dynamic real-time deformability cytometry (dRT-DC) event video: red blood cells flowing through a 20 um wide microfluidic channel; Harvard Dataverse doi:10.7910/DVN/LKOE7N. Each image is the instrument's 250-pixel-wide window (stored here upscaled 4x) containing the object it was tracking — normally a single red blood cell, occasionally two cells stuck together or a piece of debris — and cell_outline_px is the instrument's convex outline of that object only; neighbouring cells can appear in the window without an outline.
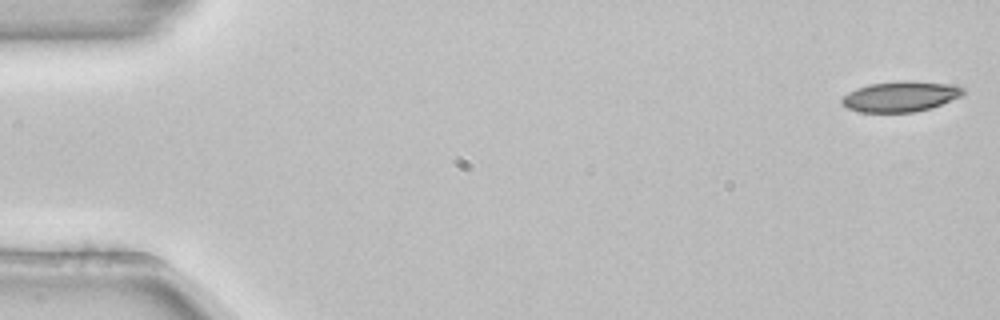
{"species": "common noctule bat (a hibernating species)", "species_latin": "Nyctalus noctula", "temperature_condition": "room temperature", "stored_images_in_passage": 53, "camera_frame_rate_fps": 3000, "um_per_image_px": 0.085, "animal": {"sex": "female", "body_mass_g": 22.7, "forearm_length_mm": 54.2}, "frame": {"image": 1, "passage_image": 1, "time_ms": 0.0, "image_size_px": [1000, 320], "cell_outline_px": [[964, 92], [960, 96], [932, 108], [916, 112], [860, 112], [848, 108], [840, 104], [840, 100], [848, 92], [856, 88], [868, 84], [900, 80], [908, 80], [952, 84], [964, 88]], "centroid_in_image_um": [76.51, 8.19], "position_along_channel_um": 8.5, "area_um2": 21.73}}
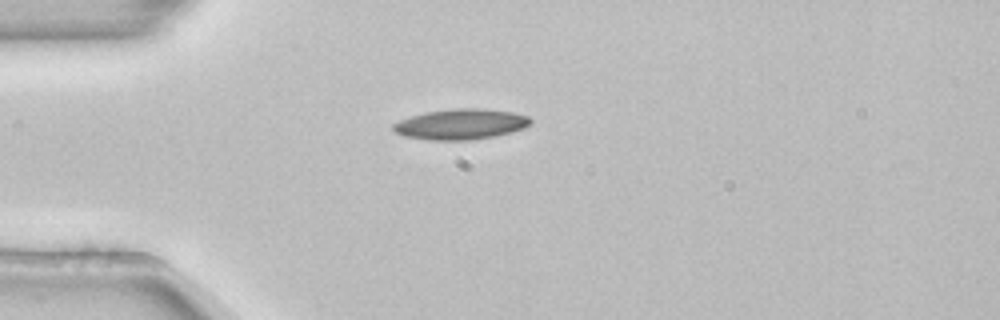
{"frame": {"image": 2, "passage_image": 14, "time_ms": 4.333, "image_size_px": [1000, 320], "cell_outline_px": [[532, 120], [524, 128], [512, 132], [496, 136], [468, 140], [428, 140], [404, 136], [396, 132], [392, 128], [392, 124], [400, 120], [424, 112], [452, 108], [484, 108], [512, 112], [528, 116]], "centroid_in_image_um": [39.16, 10.55], "position_along_channel_um": 45.8, "area_um2": 24.51}}
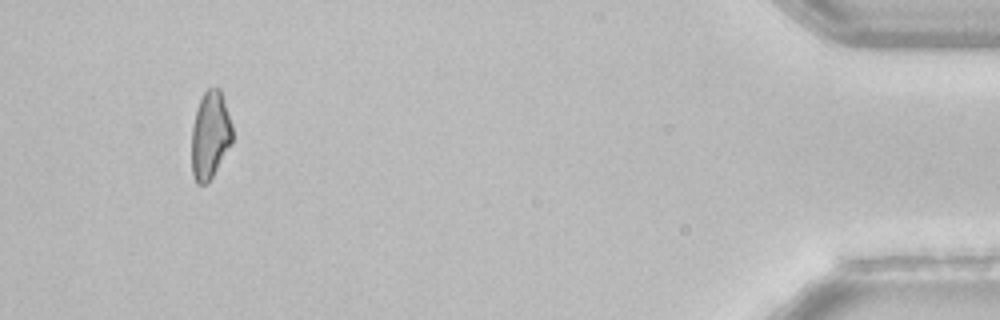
{"frame": {"image": 3, "passage_image": 50, "time_ms": 16.333, "image_size_px": [1000, 320], "cell_outline_px": [[232, 144], [212, 176], [204, 184], [196, 184], [192, 176], [192, 124], [196, 108], [204, 92], [208, 88], [220, 88], [232, 124]], "centroid_in_image_um": [17.85, 11.48], "position_along_channel_um": 417.3, "area_um2": 20.81}}